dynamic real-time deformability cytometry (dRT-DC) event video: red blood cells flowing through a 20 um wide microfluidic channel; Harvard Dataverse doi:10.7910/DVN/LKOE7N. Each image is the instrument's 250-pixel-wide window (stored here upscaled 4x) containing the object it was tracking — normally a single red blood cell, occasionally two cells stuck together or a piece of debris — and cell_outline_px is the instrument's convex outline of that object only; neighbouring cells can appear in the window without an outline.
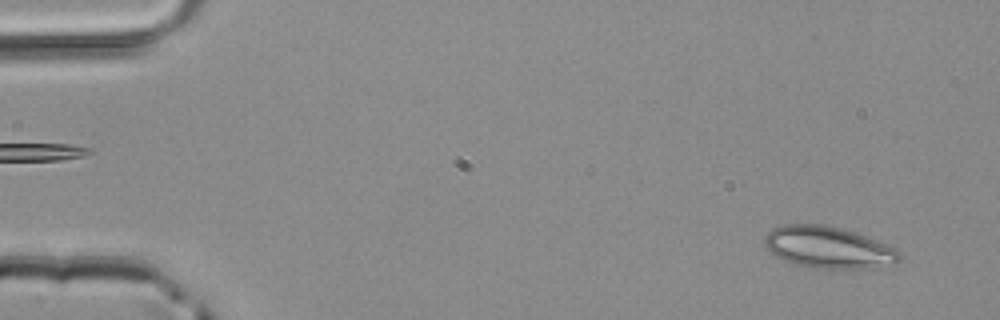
{"species": "common noctule bat (a hibernating species)", "species_latin": "Nyctalus noctula", "temperature_condition": "room temperature", "stored_images_in_passage": 50, "camera_frame_rate_fps": 3000, "um_per_image_px": 0.085, "animal": {"sex": "male", "body_mass_g": 20.4}, "frame": {"image": 1, "passage_image": 3, "time_ms": 0.667, "image_size_px": [1000, 320], "cell_outline_px": [[900, 260], [896, 264], [876, 268], [812, 268], [796, 264], [784, 260], [768, 252], [764, 244], [764, 236], [772, 228], [784, 224], [824, 224], [856, 232], [868, 236], [896, 248], [900, 252]], "centroid_in_image_um": [70.42, 21.02], "position_along_channel_um": 14.6, "area_um2": 33.23}}
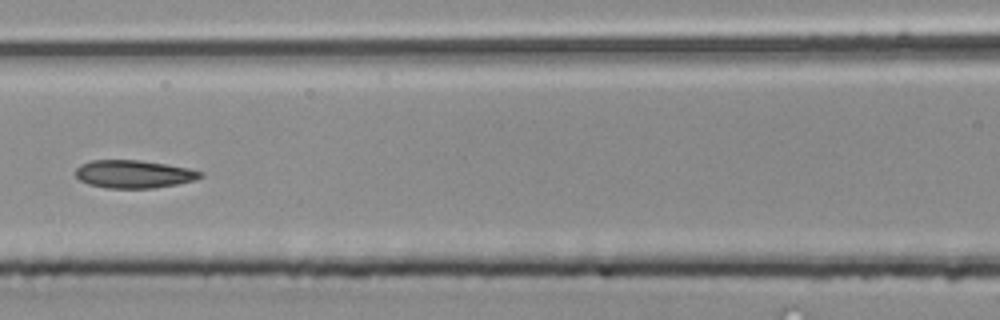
{"frame": {"image": 2, "passage_image": 22, "time_ms": 7.0, "image_size_px": [1000, 320], "cell_outline_px": [[204, 176], [196, 180], [156, 188], [104, 188], [88, 184], [80, 180], [76, 176], [76, 168], [80, 164], [92, 160], [140, 160], [188, 168], [204, 172]], "centroid_in_image_um": [11.38, 14.8], "position_along_channel_um": 155.2, "area_um2": 20.4}}
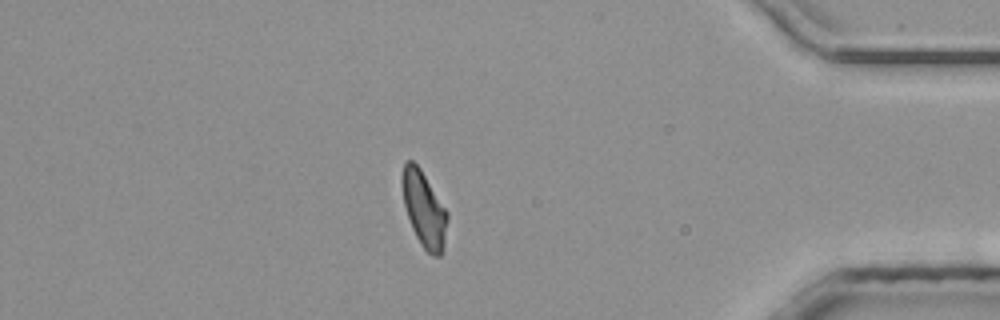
{"frame": {"image": 3, "passage_image": 42, "time_ms": 13.667, "image_size_px": [1000, 320], "cell_outline_px": [[448, 220], [444, 240], [440, 256], [432, 256], [420, 244], [412, 228], [404, 204], [400, 180], [404, 160], [412, 160], [420, 168], [448, 212]], "centroid_in_image_um": [36.02, 17.73], "position_along_channel_um": 399.2, "area_um2": 19.88}}